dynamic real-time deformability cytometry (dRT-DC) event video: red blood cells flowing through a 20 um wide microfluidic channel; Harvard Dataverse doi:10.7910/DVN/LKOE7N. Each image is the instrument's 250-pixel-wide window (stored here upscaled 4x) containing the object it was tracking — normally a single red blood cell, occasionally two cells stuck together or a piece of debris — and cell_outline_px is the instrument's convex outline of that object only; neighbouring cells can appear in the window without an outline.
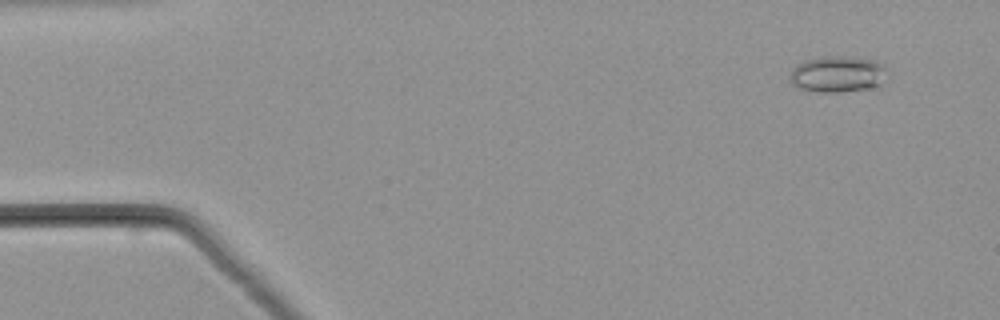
{"species": "common noctule bat (a hibernating species)", "species_latin": "Nyctalus noctula", "temperature_condition": "warm", "stored_images_in_passage": 51, "camera_frame_rate_fps": 3000, "um_per_image_px": 0.085, "animal": {"sex": "male", "body_mass_g": 21.5, "forearm_length_mm": 52.0}, "frame": {"image": 1, "passage_image": 4, "time_ms": 1.0, "image_size_px": [1000, 320], "cell_outline_px": [[884, 68], [880, 84], [864, 88], [840, 92], [820, 92], [800, 88], [792, 84], [792, 68], [796, 64], [804, 60], [824, 56], [844, 56], [872, 60], [884, 64]], "centroid_in_image_um": [71.13, 6.28], "position_along_channel_um": 13.9, "area_um2": 19.94}}
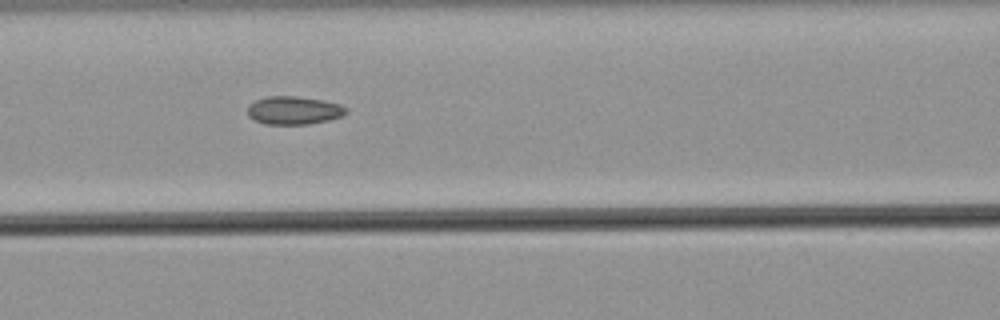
{"frame": {"image": 2, "passage_image": 22, "time_ms": 7.0, "image_size_px": [1000, 320], "cell_outline_px": [[348, 112], [340, 116], [328, 120], [308, 124], [264, 124], [248, 116], [248, 104], [256, 100], [268, 96], [296, 96], [324, 100], [340, 104], [348, 108]], "centroid_in_image_um": [24.98, 9.37], "position_along_channel_um": 141.6, "area_um2": 16.18}}
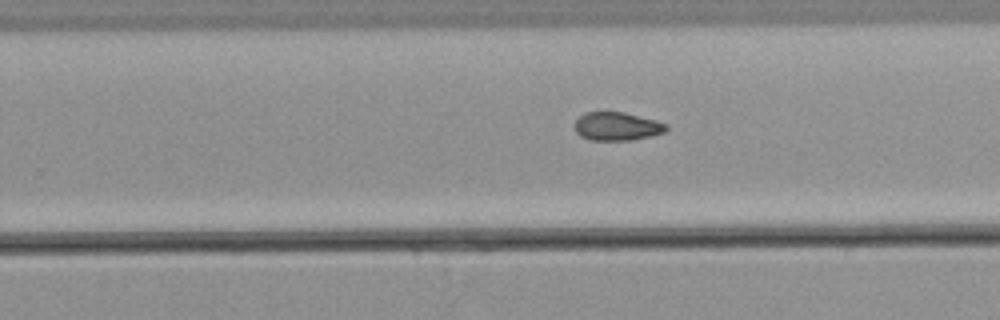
{"frame": {"image": 3, "passage_image": 32, "time_ms": 10.333, "image_size_px": [1000, 320], "cell_outline_px": [[668, 128], [664, 132], [652, 136], [632, 140], [588, 140], [580, 136], [572, 128], [576, 120], [584, 112], [624, 112], [656, 120], [668, 124]], "centroid_in_image_um": [52.42, 10.74], "position_along_channel_um": 277.4, "area_um2": 15.37}}